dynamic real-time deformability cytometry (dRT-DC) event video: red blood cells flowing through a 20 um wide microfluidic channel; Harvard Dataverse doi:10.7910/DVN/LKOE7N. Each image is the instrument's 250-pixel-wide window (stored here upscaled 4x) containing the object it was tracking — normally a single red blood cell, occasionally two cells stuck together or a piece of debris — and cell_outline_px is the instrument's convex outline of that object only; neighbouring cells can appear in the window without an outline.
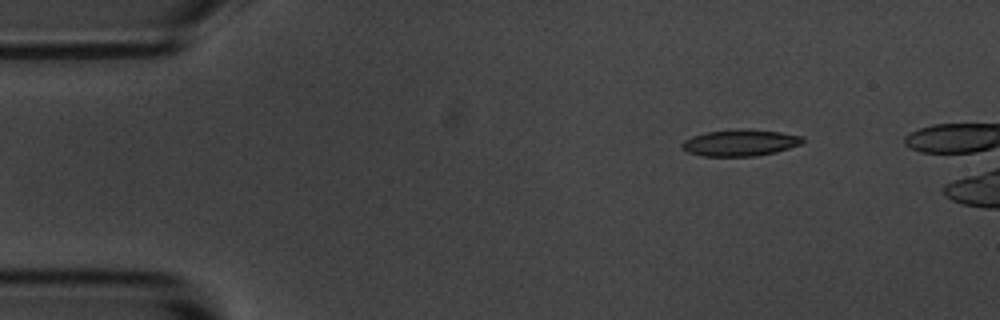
{"species": "common noctule bat (a hibernating species)", "species_latin": "Nyctalus noctula", "temperature_condition": "room temperature", "stored_images_in_passage": 4, "camera_frame_rate_fps": 3000, "um_per_image_px": 0.085, "animal": {"sex": "male", "body_mass_g": 20.1, "forearm_length_mm": 53.5}, "frame": {"image": 1, "passage_image": 1, "time_ms": 0.0, "image_size_px": [1000, 320], "cell_outline_px": [[804, 140], [800, 144], [776, 152], [756, 156], [704, 156], [688, 152], [680, 148], [680, 144], [684, 140], [692, 136], [708, 132], [736, 128], [780, 132], [804, 136]], "centroid_in_image_um": [62.89, 12.13], "position_along_channel_um": 22.1, "area_um2": 18.67}}